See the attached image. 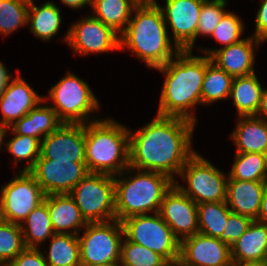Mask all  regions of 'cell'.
Returning a JSON list of instances; mask_svg holds the SVG:
<instances>
[{
    "instance_id": "3",
    "label": "cell",
    "mask_w": 267,
    "mask_h": 266,
    "mask_svg": "<svg viewBox=\"0 0 267 266\" xmlns=\"http://www.w3.org/2000/svg\"><path fill=\"white\" fill-rule=\"evenodd\" d=\"M134 12L136 15L130 18L126 30L119 37L120 49L127 46L150 68L165 65L180 49L171 45L161 7L157 2L141 4L134 8Z\"/></svg>"
},
{
    "instance_id": "24",
    "label": "cell",
    "mask_w": 267,
    "mask_h": 266,
    "mask_svg": "<svg viewBox=\"0 0 267 266\" xmlns=\"http://www.w3.org/2000/svg\"><path fill=\"white\" fill-rule=\"evenodd\" d=\"M40 104L9 127L13 134L31 136L41 141V136L49 135L63 124L50 105Z\"/></svg>"
},
{
    "instance_id": "18",
    "label": "cell",
    "mask_w": 267,
    "mask_h": 266,
    "mask_svg": "<svg viewBox=\"0 0 267 266\" xmlns=\"http://www.w3.org/2000/svg\"><path fill=\"white\" fill-rule=\"evenodd\" d=\"M253 42L257 45L261 41L250 37L217 50L201 49V51H204L213 63L233 78L247 76L255 73L253 67L255 44Z\"/></svg>"
},
{
    "instance_id": "32",
    "label": "cell",
    "mask_w": 267,
    "mask_h": 266,
    "mask_svg": "<svg viewBox=\"0 0 267 266\" xmlns=\"http://www.w3.org/2000/svg\"><path fill=\"white\" fill-rule=\"evenodd\" d=\"M199 233L219 238L225 230L231 213L226 202L201 203L197 205Z\"/></svg>"
},
{
    "instance_id": "11",
    "label": "cell",
    "mask_w": 267,
    "mask_h": 266,
    "mask_svg": "<svg viewBox=\"0 0 267 266\" xmlns=\"http://www.w3.org/2000/svg\"><path fill=\"white\" fill-rule=\"evenodd\" d=\"M0 190V219L19 225L46 196L29 171H21Z\"/></svg>"
},
{
    "instance_id": "25",
    "label": "cell",
    "mask_w": 267,
    "mask_h": 266,
    "mask_svg": "<svg viewBox=\"0 0 267 266\" xmlns=\"http://www.w3.org/2000/svg\"><path fill=\"white\" fill-rule=\"evenodd\" d=\"M262 92L263 88L255 73L233 78L229 97L233 98L239 117L257 114Z\"/></svg>"
},
{
    "instance_id": "50",
    "label": "cell",
    "mask_w": 267,
    "mask_h": 266,
    "mask_svg": "<svg viewBox=\"0 0 267 266\" xmlns=\"http://www.w3.org/2000/svg\"><path fill=\"white\" fill-rule=\"evenodd\" d=\"M81 266H119V265L102 264V265H81Z\"/></svg>"
},
{
    "instance_id": "39",
    "label": "cell",
    "mask_w": 267,
    "mask_h": 266,
    "mask_svg": "<svg viewBox=\"0 0 267 266\" xmlns=\"http://www.w3.org/2000/svg\"><path fill=\"white\" fill-rule=\"evenodd\" d=\"M252 221L247 216L231 212L228 216L225 230L218 239L232 246L246 232Z\"/></svg>"
},
{
    "instance_id": "14",
    "label": "cell",
    "mask_w": 267,
    "mask_h": 266,
    "mask_svg": "<svg viewBox=\"0 0 267 266\" xmlns=\"http://www.w3.org/2000/svg\"><path fill=\"white\" fill-rule=\"evenodd\" d=\"M197 205L175 184L162 199L158 213L179 241L199 232Z\"/></svg>"
},
{
    "instance_id": "19",
    "label": "cell",
    "mask_w": 267,
    "mask_h": 266,
    "mask_svg": "<svg viewBox=\"0 0 267 266\" xmlns=\"http://www.w3.org/2000/svg\"><path fill=\"white\" fill-rule=\"evenodd\" d=\"M44 101L45 97L39 96L19 75L8 82L0 95V108L3 114L1 122L11 127Z\"/></svg>"
},
{
    "instance_id": "20",
    "label": "cell",
    "mask_w": 267,
    "mask_h": 266,
    "mask_svg": "<svg viewBox=\"0 0 267 266\" xmlns=\"http://www.w3.org/2000/svg\"><path fill=\"white\" fill-rule=\"evenodd\" d=\"M267 181L233 180L228 176L226 200L230 211L257 220Z\"/></svg>"
},
{
    "instance_id": "5",
    "label": "cell",
    "mask_w": 267,
    "mask_h": 266,
    "mask_svg": "<svg viewBox=\"0 0 267 266\" xmlns=\"http://www.w3.org/2000/svg\"><path fill=\"white\" fill-rule=\"evenodd\" d=\"M131 179L116 178L115 183V214L118 221L130 216L143 215L148 212L158 213L162 199L175 184L165 174L137 170Z\"/></svg>"
},
{
    "instance_id": "46",
    "label": "cell",
    "mask_w": 267,
    "mask_h": 266,
    "mask_svg": "<svg viewBox=\"0 0 267 266\" xmlns=\"http://www.w3.org/2000/svg\"><path fill=\"white\" fill-rule=\"evenodd\" d=\"M11 75L8 74V70L3 63L0 62V82H10Z\"/></svg>"
},
{
    "instance_id": "16",
    "label": "cell",
    "mask_w": 267,
    "mask_h": 266,
    "mask_svg": "<svg viewBox=\"0 0 267 266\" xmlns=\"http://www.w3.org/2000/svg\"><path fill=\"white\" fill-rule=\"evenodd\" d=\"M231 249L218 238L202 233L180 241L179 266H230Z\"/></svg>"
},
{
    "instance_id": "2",
    "label": "cell",
    "mask_w": 267,
    "mask_h": 266,
    "mask_svg": "<svg viewBox=\"0 0 267 266\" xmlns=\"http://www.w3.org/2000/svg\"><path fill=\"white\" fill-rule=\"evenodd\" d=\"M163 66L165 75L157 115L179 117L196 123L189 109L201 103V88L206 72V57L193 56L192 50H180Z\"/></svg>"
},
{
    "instance_id": "8",
    "label": "cell",
    "mask_w": 267,
    "mask_h": 266,
    "mask_svg": "<svg viewBox=\"0 0 267 266\" xmlns=\"http://www.w3.org/2000/svg\"><path fill=\"white\" fill-rule=\"evenodd\" d=\"M49 96L55 103L51 107L62 123L86 124L90 120L88 114L99 106L89 85L69 72L51 88Z\"/></svg>"
},
{
    "instance_id": "6",
    "label": "cell",
    "mask_w": 267,
    "mask_h": 266,
    "mask_svg": "<svg viewBox=\"0 0 267 266\" xmlns=\"http://www.w3.org/2000/svg\"><path fill=\"white\" fill-rule=\"evenodd\" d=\"M124 236L162 256L170 265H178L180 241L159 213L130 216L121 221Z\"/></svg>"
},
{
    "instance_id": "26",
    "label": "cell",
    "mask_w": 267,
    "mask_h": 266,
    "mask_svg": "<svg viewBox=\"0 0 267 266\" xmlns=\"http://www.w3.org/2000/svg\"><path fill=\"white\" fill-rule=\"evenodd\" d=\"M93 17L99 19L117 34L126 30L137 4L133 0H91Z\"/></svg>"
},
{
    "instance_id": "4",
    "label": "cell",
    "mask_w": 267,
    "mask_h": 266,
    "mask_svg": "<svg viewBox=\"0 0 267 266\" xmlns=\"http://www.w3.org/2000/svg\"><path fill=\"white\" fill-rule=\"evenodd\" d=\"M85 124V160L89 173H130L129 130L113 119ZM125 171V172H124Z\"/></svg>"
},
{
    "instance_id": "41",
    "label": "cell",
    "mask_w": 267,
    "mask_h": 266,
    "mask_svg": "<svg viewBox=\"0 0 267 266\" xmlns=\"http://www.w3.org/2000/svg\"><path fill=\"white\" fill-rule=\"evenodd\" d=\"M256 27L254 37L264 42L267 40V0H263L257 15H256Z\"/></svg>"
},
{
    "instance_id": "36",
    "label": "cell",
    "mask_w": 267,
    "mask_h": 266,
    "mask_svg": "<svg viewBox=\"0 0 267 266\" xmlns=\"http://www.w3.org/2000/svg\"><path fill=\"white\" fill-rule=\"evenodd\" d=\"M7 144L8 151L15 156V162L20 159H30L21 171H30L40 156L41 141L26 135H15Z\"/></svg>"
},
{
    "instance_id": "45",
    "label": "cell",
    "mask_w": 267,
    "mask_h": 266,
    "mask_svg": "<svg viewBox=\"0 0 267 266\" xmlns=\"http://www.w3.org/2000/svg\"><path fill=\"white\" fill-rule=\"evenodd\" d=\"M230 266H267V262L232 260L231 263H230Z\"/></svg>"
},
{
    "instance_id": "29",
    "label": "cell",
    "mask_w": 267,
    "mask_h": 266,
    "mask_svg": "<svg viewBox=\"0 0 267 266\" xmlns=\"http://www.w3.org/2000/svg\"><path fill=\"white\" fill-rule=\"evenodd\" d=\"M24 221L28 226H20L26 248L37 249L39 243L41 244V242L55 234L45 201L39 204Z\"/></svg>"
},
{
    "instance_id": "30",
    "label": "cell",
    "mask_w": 267,
    "mask_h": 266,
    "mask_svg": "<svg viewBox=\"0 0 267 266\" xmlns=\"http://www.w3.org/2000/svg\"><path fill=\"white\" fill-rule=\"evenodd\" d=\"M48 266H81L80 245L77 235L55 233L51 237Z\"/></svg>"
},
{
    "instance_id": "12",
    "label": "cell",
    "mask_w": 267,
    "mask_h": 266,
    "mask_svg": "<svg viewBox=\"0 0 267 266\" xmlns=\"http://www.w3.org/2000/svg\"><path fill=\"white\" fill-rule=\"evenodd\" d=\"M45 195L70 193L88 173L86 163L51 160L41 155L29 171Z\"/></svg>"
},
{
    "instance_id": "38",
    "label": "cell",
    "mask_w": 267,
    "mask_h": 266,
    "mask_svg": "<svg viewBox=\"0 0 267 266\" xmlns=\"http://www.w3.org/2000/svg\"><path fill=\"white\" fill-rule=\"evenodd\" d=\"M243 29L241 19L232 12H226L211 36L226 47L242 40L239 38L244 31Z\"/></svg>"
},
{
    "instance_id": "42",
    "label": "cell",
    "mask_w": 267,
    "mask_h": 266,
    "mask_svg": "<svg viewBox=\"0 0 267 266\" xmlns=\"http://www.w3.org/2000/svg\"><path fill=\"white\" fill-rule=\"evenodd\" d=\"M256 221L267 223V187L262 197L261 207Z\"/></svg>"
},
{
    "instance_id": "22",
    "label": "cell",
    "mask_w": 267,
    "mask_h": 266,
    "mask_svg": "<svg viewBox=\"0 0 267 266\" xmlns=\"http://www.w3.org/2000/svg\"><path fill=\"white\" fill-rule=\"evenodd\" d=\"M256 115L240 116L231 134L237 153H264L267 155V119Z\"/></svg>"
},
{
    "instance_id": "28",
    "label": "cell",
    "mask_w": 267,
    "mask_h": 266,
    "mask_svg": "<svg viewBox=\"0 0 267 266\" xmlns=\"http://www.w3.org/2000/svg\"><path fill=\"white\" fill-rule=\"evenodd\" d=\"M233 77L219 68L206 55V72L201 88V104L208 105L223 98H229Z\"/></svg>"
},
{
    "instance_id": "35",
    "label": "cell",
    "mask_w": 267,
    "mask_h": 266,
    "mask_svg": "<svg viewBox=\"0 0 267 266\" xmlns=\"http://www.w3.org/2000/svg\"><path fill=\"white\" fill-rule=\"evenodd\" d=\"M28 8L27 0H0V32L7 35L27 24Z\"/></svg>"
},
{
    "instance_id": "40",
    "label": "cell",
    "mask_w": 267,
    "mask_h": 266,
    "mask_svg": "<svg viewBox=\"0 0 267 266\" xmlns=\"http://www.w3.org/2000/svg\"><path fill=\"white\" fill-rule=\"evenodd\" d=\"M8 266H48V264L38 248H25Z\"/></svg>"
},
{
    "instance_id": "21",
    "label": "cell",
    "mask_w": 267,
    "mask_h": 266,
    "mask_svg": "<svg viewBox=\"0 0 267 266\" xmlns=\"http://www.w3.org/2000/svg\"><path fill=\"white\" fill-rule=\"evenodd\" d=\"M44 201L49 210L54 233L78 235L77 229L85 227L87 222L82 217L74 198L69 193L46 195Z\"/></svg>"
},
{
    "instance_id": "44",
    "label": "cell",
    "mask_w": 267,
    "mask_h": 266,
    "mask_svg": "<svg viewBox=\"0 0 267 266\" xmlns=\"http://www.w3.org/2000/svg\"><path fill=\"white\" fill-rule=\"evenodd\" d=\"M66 6L72 9L81 8L87 4H90L91 0H61Z\"/></svg>"
},
{
    "instance_id": "37",
    "label": "cell",
    "mask_w": 267,
    "mask_h": 266,
    "mask_svg": "<svg viewBox=\"0 0 267 266\" xmlns=\"http://www.w3.org/2000/svg\"><path fill=\"white\" fill-rule=\"evenodd\" d=\"M226 0H205L199 13V23L196 30V38L199 34L212 35L223 15Z\"/></svg>"
},
{
    "instance_id": "31",
    "label": "cell",
    "mask_w": 267,
    "mask_h": 266,
    "mask_svg": "<svg viewBox=\"0 0 267 266\" xmlns=\"http://www.w3.org/2000/svg\"><path fill=\"white\" fill-rule=\"evenodd\" d=\"M233 180L267 181V155L264 153H236L232 170Z\"/></svg>"
},
{
    "instance_id": "23",
    "label": "cell",
    "mask_w": 267,
    "mask_h": 266,
    "mask_svg": "<svg viewBox=\"0 0 267 266\" xmlns=\"http://www.w3.org/2000/svg\"><path fill=\"white\" fill-rule=\"evenodd\" d=\"M230 249L232 260L267 262V223L253 220Z\"/></svg>"
},
{
    "instance_id": "48",
    "label": "cell",
    "mask_w": 267,
    "mask_h": 266,
    "mask_svg": "<svg viewBox=\"0 0 267 266\" xmlns=\"http://www.w3.org/2000/svg\"><path fill=\"white\" fill-rule=\"evenodd\" d=\"M137 5L141 4H154L156 0H133Z\"/></svg>"
},
{
    "instance_id": "15",
    "label": "cell",
    "mask_w": 267,
    "mask_h": 266,
    "mask_svg": "<svg viewBox=\"0 0 267 266\" xmlns=\"http://www.w3.org/2000/svg\"><path fill=\"white\" fill-rule=\"evenodd\" d=\"M40 155L51 160L86 163L85 124H61L41 140Z\"/></svg>"
},
{
    "instance_id": "9",
    "label": "cell",
    "mask_w": 267,
    "mask_h": 266,
    "mask_svg": "<svg viewBox=\"0 0 267 266\" xmlns=\"http://www.w3.org/2000/svg\"><path fill=\"white\" fill-rule=\"evenodd\" d=\"M112 222V223H111ZM84 235H77L81 265H119L123 226L117 219L87 223Z\"/></svg>"
},
{
    "instance_id": "49",
    "label": "cell",
    "mask_w": 267,
    "mask_h": 266,
    "mask_svg": "<svg viewBox=\"0 0 267 266\" xmlns=\"http://www.w3.org/2000/svg\"><path fill=\"white\" fill-rule=\"evenodd\" d=\"M7 84H8V82H0V95L4 91V89L6 88Z\"/></svg>"
},
{
    "instance_id": "43",
    "label": "cell",
    "mask_w": 267,
    "mask_h": 266,
    "mask_svg": "<svg viewBox=\"0 0 267 266\" xmlns=\"http://www.w3.org/2000/svg\"><path fill=\"white\" fill-rule=\"evenodd\" d=\"M256 116H258L259 118H261V116H264L265 118L267 117V89H263L260 107Z\"/></svg>"
},
{
    "instance_id": "27",
    "label": "cell",
    "mask_w": 267,
    "mask_h": 266,
    "mask_svg": "<svg viewBox=\"0 0 267 266\" xmlns=\"http://www.w3.org/2000/svg\"><path fill=\"white\" fill-rule=\"evenodd\" d=\"M27 22H30V30L35 36L44 41L50 40L60 28V9L52 1L40 7L30 1Z\"/></svg>"
},
{
    "instance_id": "7",
    "label": "cell",
    "mask_w": 267,
    "mask_h": 266,
    "mask_svg": "<svg viewBox=\"0 0 267 266\" xmlns=\"http://www.w3.org/2000/svg\"><path fill=\"white\" fill-rule=\"evenodd\" d=\"M69 194L87 223L116 219L113 175L88 173Z\"/></svg>"
},
{
    "instance_id": "13",
    "label": "cell",
    "mask_w": 267,
    "mask_h": 266,
    "mask_svg": "<svg viewBox=\"0 0 267 266\" xmlns=\"http://www.w3.org/2000/svg\"><path fill=\"white\" fill-rule=\"evenodd\" d=\"M110 27L95 17L75 23L66 34L65 41L78 54L100 53L120 49V38Z\"/></svg>"
},
{
    "instance_id": "10",
    "label": "cell",
    "mask_w": 267,
    "mask_h": 266,
    "mask_svg": "<svg viewBox=\"0 0 267 266\" xmlns=\"http://www.w3.org/2000/svg\"><path fill=\"white\" fill-rule=\"evenodd\" d=\"M188 187L175 185L196 204L225 202L228 176L195 152L180 171ZM227 177V178H226Z\"/></svg>"
},
{
    "instance_id": "17",
    "label": "cell",
    "mask_w": 267,
    "mask_h": 266,
    "mask_svg": "<svg viewBox=\"0 0 267 266\" xmlns=\"http://www.w3.org/2000/svg\"><path fill=\"white\" fill-rule=\"evenodd\" d=\"M205 0H166L161 8L165 22L171 26L174 44L180 50H192L196 39L199 13Z\"/></svg>"
},
{
    "instance_id": "47",
    "label": "cell",
    "mask_w": 267,
    "mask_h": 266,
    "mask_svg": "<svg viewBox=\"0 0 267 266\" xmlns=\"http://www.w3.org/2000/svg\"><path fill=\"white\" fill-rule=\"evenodd\" d=\"M7 129H10V128L6 124H3L0 121V147L3 144L4 136H5Z\"/></svg>"
},
{
    "instance_id": "33",
    "label": "cell",
    "mask_w": 267,
    "mask_h": 266,
    "mask_svg": "<svg viewBox=\"0 0 267 266\" xmlns=\"http://www.w3.org/2000/svg\"><path fill=\"white\" fill-rule=\"evenodd\" d=\"M25 248L21 226L0 219V266H8Z\"/></svg>"
},
{
    "instance_id": "1",
    "label": "cell",
    "mask_w": 267,
    "mask_h": 266,
    "mask_svg": "<svg viewBox=\"0 0 267 266\" xmlns=\"http://www.w3.org/2000/svg\"><path fill=\"white\" fill-rule=\"evenodd\" d=\"M195 123L179 117L157 115L154 120L132 134L129 131L131 170H145L167 175L172 180L180 174L191 150Z\"/></svg>"
},
{
    "instance_id": "34",
    "label": "cell",
    "mask_w": 267,
    "mask_h": 266,
    "mask_svg": "<svg viewBox=\"0 0 267 266\" xmlns=\"http://www.w3.org/2000/svg\"><path fill=\"white\" fill-rule=\"evenodd\" d=\"M119 266H170V264L159 254L126 239L121 244Z\"/></svg>"
}]
</instances>
